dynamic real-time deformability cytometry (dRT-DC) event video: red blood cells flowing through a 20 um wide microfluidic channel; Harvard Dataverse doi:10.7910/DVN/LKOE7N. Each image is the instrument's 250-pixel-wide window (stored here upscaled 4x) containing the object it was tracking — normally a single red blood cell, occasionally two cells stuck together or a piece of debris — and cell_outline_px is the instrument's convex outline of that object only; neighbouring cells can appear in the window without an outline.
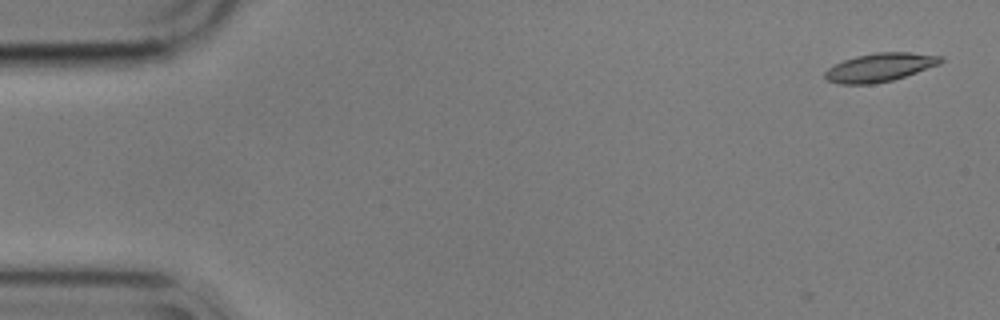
{"species": "common noctule bat (a hibernating species)", "species_latin": "Nyctalus noctula", "temperature_condition": "cold", "stored_images_in_passage": 2, "camera_frame_rate_fps": 3000, "um_per_image_px": 0.085, "animal": {"sex": "male", "body_mass_g": 17.9}, "frame": {"image": 1, "passage_image": 2, "time_ms": 0.333, "image_size_px": [1000, 320], "cell_outline_px": [[944, 60], [940, 64], [892, 80], [872, 84], [840, 84], [828, 80], [824, 76], [824, 72], [828, 68], [844, 60], [856, 56], [876, 52], [908, 52], [944, 56]], "centroid_in_image_um": [74.8, 5.72], "position_along_channel_um": 10.2, "area_um2": 19.07}}